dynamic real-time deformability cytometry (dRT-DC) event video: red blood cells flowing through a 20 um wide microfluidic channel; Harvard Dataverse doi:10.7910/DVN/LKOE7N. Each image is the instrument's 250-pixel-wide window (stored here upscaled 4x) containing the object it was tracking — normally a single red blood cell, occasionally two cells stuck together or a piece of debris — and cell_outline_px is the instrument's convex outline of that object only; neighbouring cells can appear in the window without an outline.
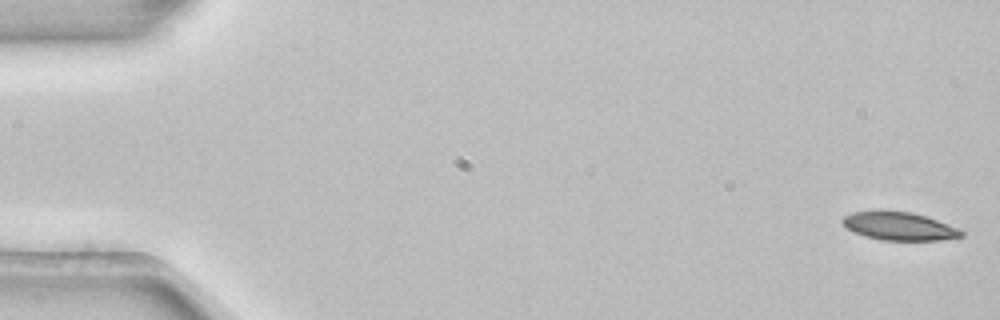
{"species": "common noctule bat (a hibernating species)", "species_latin": "Nyctalus noctula", "temperature_condition": "room temperature", "stored_images_in_passage": 5, "camera_frame_rate_fps": 3000, "um_per_image_px": 0.085, "animal": {"sex": "female", "body_mass_g": 22.7, "forearm_length_mm": 54.2}, "frame": {"image": 1, "passage_image": 1, "time_ms": 0.0, "image_size_px": [1000, 320], "cell_outline_px": [[964, 236], [940, 240], [880, 240], [864, 236], [848, 228], [840, 220], [844, 216], [852, 212], [912, 212], [928, 216], [956, 228], [964, 232]], "centroid_in_image_um": [76.45, 19.24], "position_along_channel_um": 8.5, "area_um2": 19.07}}
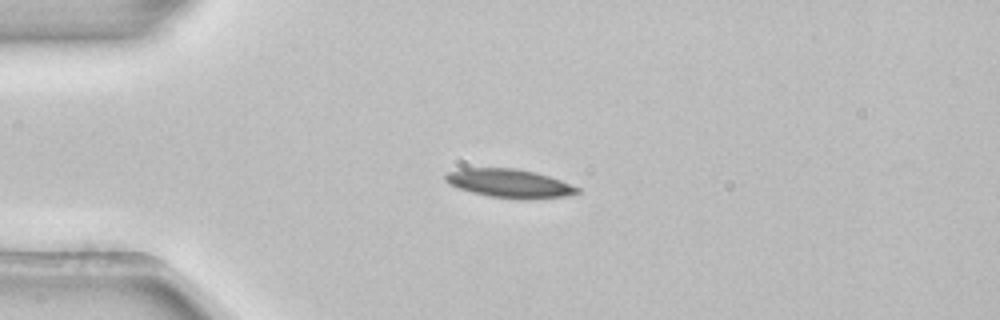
{"frame": {"image": 2, "passage_image": 3, "time_ms": 0.667, "image_size_px": [1000, 320], "cell_outline_px": [[580, 192], [564, 196], [492, 196], [472, 192], [448, 184], [444, 180], [444, 176], [448, 172], [460, 168], [516, 168], [536, 172], [560, 180], [580, 188]], "centroid_in_image_um": [43.21, 15.52], "position_along_channel_um": 41.8, "area_um2": 20.87}}